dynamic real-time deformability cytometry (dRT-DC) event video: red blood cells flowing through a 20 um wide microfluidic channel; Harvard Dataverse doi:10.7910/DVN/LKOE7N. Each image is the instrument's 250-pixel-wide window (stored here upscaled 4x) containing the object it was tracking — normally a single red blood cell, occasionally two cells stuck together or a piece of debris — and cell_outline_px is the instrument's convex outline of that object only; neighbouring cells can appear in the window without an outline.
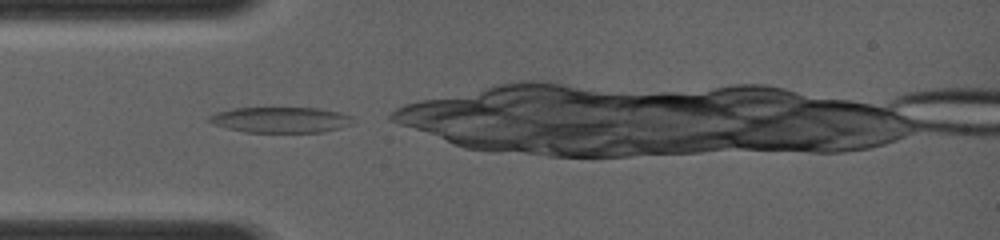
{"species": "common noctule bat (a hibernating species)", "species_latin": "Nyctalus noctula", "temperature_condition": "room temperature", "stored_images_in_passage": 25, "camera_frame_rate_fps": 4000, "um_per_image_px": 0.085, "animal": {"sex": "female", "body_mass_g": 19.0, "forearm_length_mm": 56.7}, "frame": {"image": 1, "passage_image": 1, "time_ms": 0.0, "image_size_px": [1000, 240], "cell_outline_px": [[352, 124], [340, 128], [320, 132], [248, 132], [228, 128], [216, 124], [208, 120], [208, 116], [216, 112], [232, 108], [316, 108], [340, 112], [352, 116]], "centroid_in_image_um": [23.87, 10.18], "position_along_channel_um": 61.1, "area_um2": 21.33}}
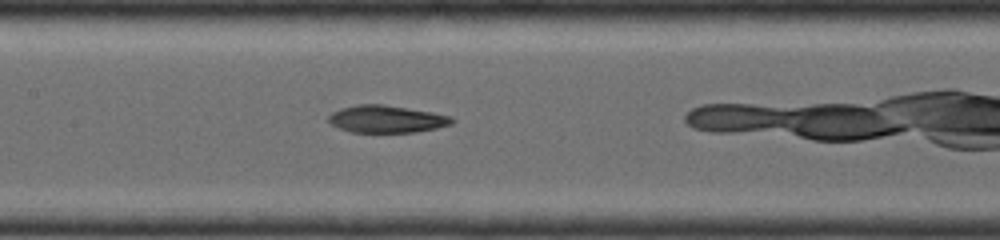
{"frame": {"image": 2, "passage_image": 12, "time_ms": 2.5, "image_size_px": [1000, 240], "cell_outline_px": [[456, 120], [452, 124], [436, 128], [412, 132], [352, 132], [340, 128], [332, 124], [328, 120], [328, 116], [332, 112], [340, 108], [356, 104], [384, 104], [432, 112], [452, 116]], "centroid_in_image_um": [32.87, 10.11], "position_along_channel_um": 174.5, "area_um2": 19.65}}
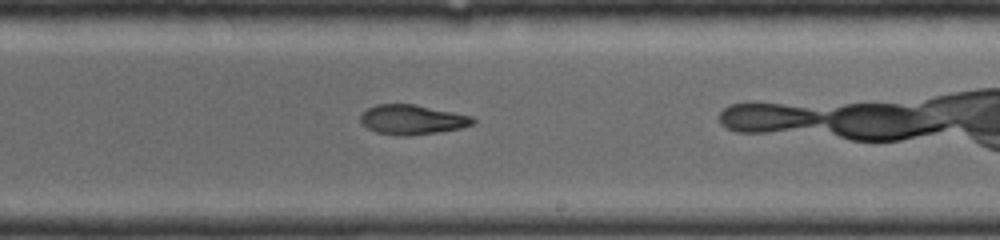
{"frame": {"image": 3, "passage_image": 20, "time_ms": 4.25, "image_size_px": [1000, 240], "cell_outline_px": [[476, 120], [472, 124], [460, 128], [436, 132], [376, 132], [368, 128], [360, 120], [360, 116], [368, 108], [376, 104], [412, 104], [472, 116]], "centroid_in_image_um": [35.05, 10.11], "position_along_channel_um": 254.0, "area_um2": 18.15}}